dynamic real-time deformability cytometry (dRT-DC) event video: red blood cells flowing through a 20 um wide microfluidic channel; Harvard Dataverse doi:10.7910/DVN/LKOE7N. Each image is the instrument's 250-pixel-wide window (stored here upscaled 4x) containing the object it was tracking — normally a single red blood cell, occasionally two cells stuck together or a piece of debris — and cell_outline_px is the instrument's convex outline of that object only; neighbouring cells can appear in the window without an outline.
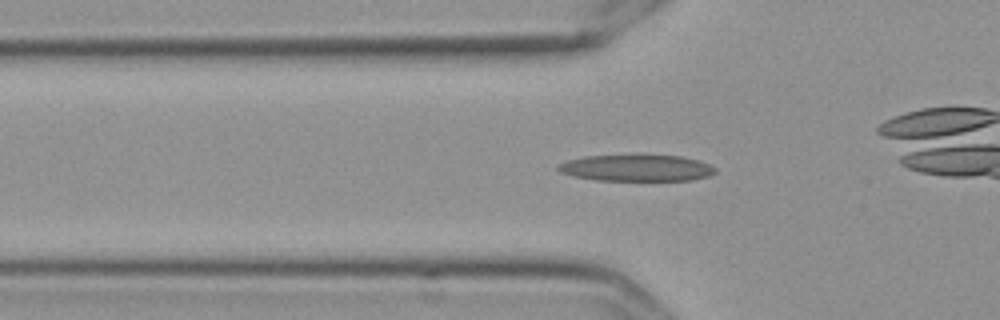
{"species": "Egyptian fruit bat (a non-hibernating species)", "species_latin": "Rousettus aegyptiacus", "temperature_condition": "cold", "stored_images_in_passage": 51, "camera_frame_rate_fps": 3000, "um_per_image_px": 0.085, "frame": {"image": 1, "passage_image": 20, "time_ms": 6.333, "image_size_px": [1000, 320], "cell_outline_px": [[716, 172], [708, 176], [692, 180], [596, 180], [572, 176], [560, 172], [556, 168], [556, 164], [568, 160], [584, 156], [680, 156], [696, 160], [708, 164], [716, 168]], "centroid_in_image_um": [54.06, 14.29], "position_along_channel_um": 71.7, "area_um2": 23.93}}
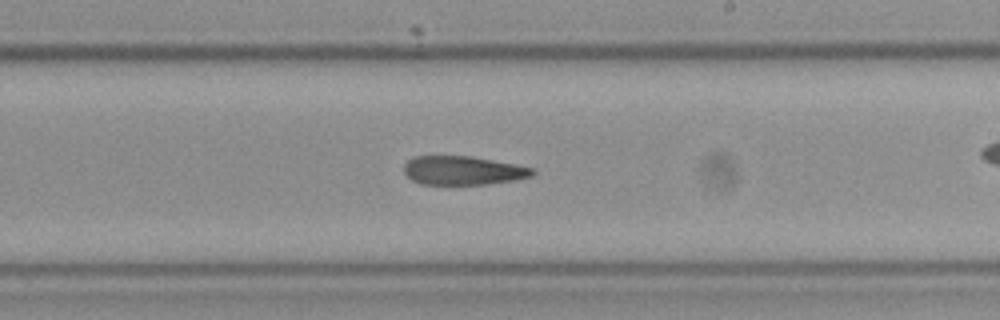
{"frame": {"image": 2, "passage_image": 35, "time_ms": 11.333, "image_size_px": [1000, 320], "cell_outline_px": [[536, 172], [532, 176], [516, 180], [488, 184], [420, 184], [412, 180], [404, 172], [404, 164], [412, 156], [468, 156], [512, 164], [532, 168]], "centroid_in_image_um": [39.32, 14.5], "position_along_channel_um": 249.7, "area_um2": 21.39}}
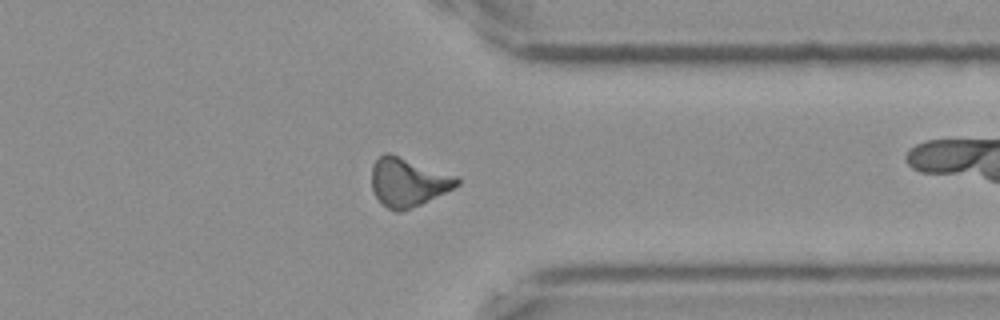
{"frame": {"image": 3, "passage_image": 46, "time_ms": 15.0, "image_size_px": [1000, 320], "cell_outline_px": [[460, 184], [420, 204], [400, 212], [396, 212], [388, 208], [376, 196], [372, 188], [372, 164], [384, 152], [388, 152], [456, 176], [460, 180]], "centroid_in_image_um": [34.65, 15.47], "position_along_channel_um": 376.8, "area_um2": 23.64}}